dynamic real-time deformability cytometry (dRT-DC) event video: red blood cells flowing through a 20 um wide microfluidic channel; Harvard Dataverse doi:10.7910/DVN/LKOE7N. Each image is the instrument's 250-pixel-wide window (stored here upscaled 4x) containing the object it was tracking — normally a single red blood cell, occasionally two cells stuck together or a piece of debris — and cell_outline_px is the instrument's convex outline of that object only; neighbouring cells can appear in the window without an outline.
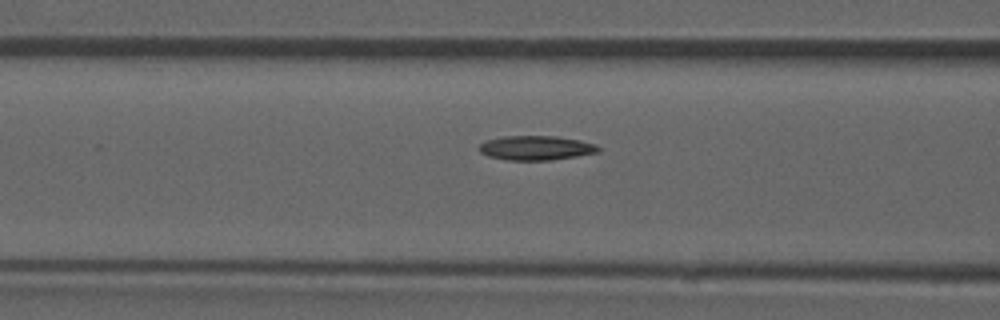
{"species": "common noctule bat (a hibernating species)", "species_latin": "Nyctalus noctula", "temperature_condition": "room temperature", "stored_images_in_passage": 5, "camera_frame_rate_fps": 3000, "um_per_image_px": 0.085, "animal": {"sex": "male", "forearm_length_mm": 52.5}, "frame": {"image": 1, "passage_image": 4, "time_ms": 4.333, "image_size_px": [1000, 320], "cell_outline_px": [[600, 152], [576, 156], [548, 160], [508, 160], [488, 156], [480, 152], [480, 144], [488, 140], [504, 136], [556, 136], [580, 140], [596, 144], [600, 148]], "centroid_in_image_um": [45.59, 12.57], "position_along_channel_um": 121.0, "area_um2": 16.82}}
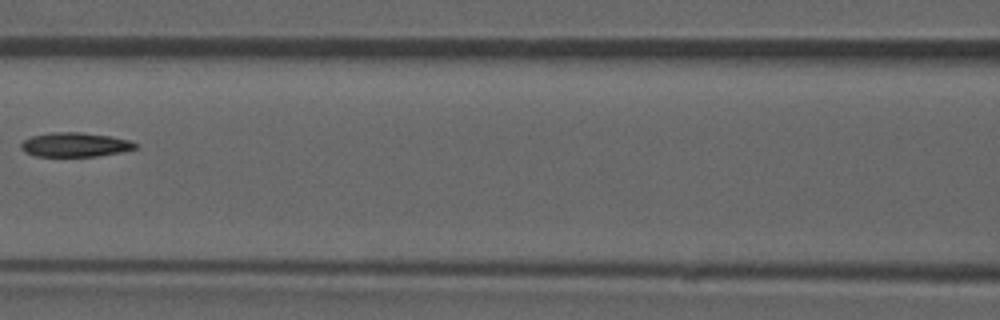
{"frame": {"image": 2, "passage_image": 5, "time_ms": 5.333, "image_size_px": [1000, 320], "cell_outline_px": [[136, 148], [120, 152], [96, 156], [36, 156], [24, 152], [20, 148], [20, 144], [24, 140], [32, 136], [52, 132], [80, 132], [112, 136], [128, 140], [136, 144]], "centroid_in_image_um": [6.34, 12.29], "position_along_channel_um": 160.3, "area_um2": 16.07}}